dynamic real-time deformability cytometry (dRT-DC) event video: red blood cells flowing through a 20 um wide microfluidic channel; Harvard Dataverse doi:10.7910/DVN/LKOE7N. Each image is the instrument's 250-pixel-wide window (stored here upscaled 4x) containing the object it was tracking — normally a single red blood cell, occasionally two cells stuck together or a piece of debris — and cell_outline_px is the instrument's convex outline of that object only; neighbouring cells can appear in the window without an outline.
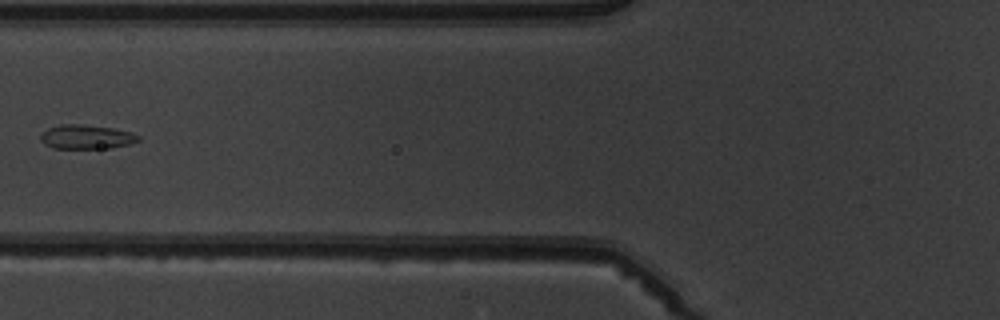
{"species": "common noctule bat (a hibernating species)", "species_latin": "Nyctalus noctula", "temperature_condition": "warm", "stored_images_in_passage": 5, "camera_frame_rate_fps": 3000, "um_per_image_px": 0.085, "animal": {"sex": "male", "body_mass_g": 19.5, "forearm_length_mm": 54.6}, "frame": {"image": 1, "passage_image": 5, "time_ms": 5.333, "image_size_px": [1000, 320], "cell_outline_px": [[140, 140], [128, 144], [112, 148], [52, 148], [44, 144], [40, 140], [40, 136], [48, 128], [60, 124], [80, 124], [112, 128], [132, 132], [140, 136]], "centroid_in_image_um": [7.34, 11.64], "position_along_channel_um": 118.5, "area_um2": 13.76}}